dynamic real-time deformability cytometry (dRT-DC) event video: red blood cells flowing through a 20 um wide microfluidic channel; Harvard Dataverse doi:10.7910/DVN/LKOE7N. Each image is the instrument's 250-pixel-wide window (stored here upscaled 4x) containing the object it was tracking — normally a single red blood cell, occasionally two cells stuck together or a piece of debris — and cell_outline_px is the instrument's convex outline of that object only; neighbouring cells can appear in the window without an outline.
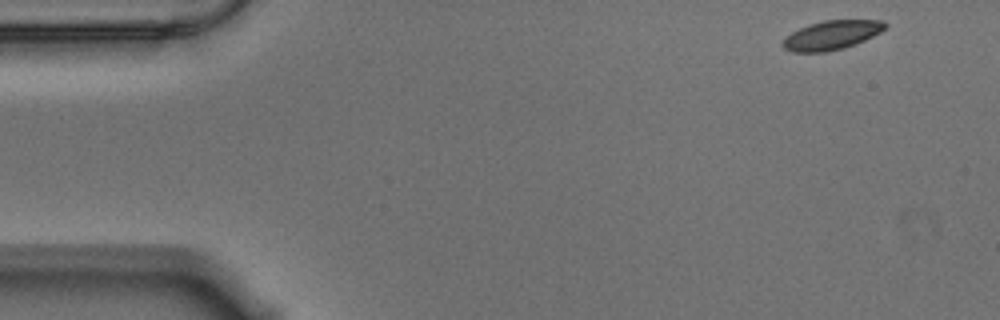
{"species": "Egyptian fruit bat (a non-hibernating species)", "species_latin": "Rousettus aegyptiacus", "temperature_condition": "warm", "stored_images_in_passage": 10, "camera_frame_rate_fps": 3000, "um_per_image_px": 0.085, "animal": {"sex": "male"}, "frame": {"image": 1, "passage_image": 1, "time_ms": 0.0, "image_size_px": [1000, 320], "cell_outline_px": [[888, 24], [880, 32], [856, 44], [844, 48], [824, 52], [792, 52], [784, 48], [780, 44], [792, 32], [808, 24], [824, 20], [884, 20]], "centroid_in_image_um": [70.69, 2.98], "position_along_channel_um": 14.3, "area_um2": 17.28}}